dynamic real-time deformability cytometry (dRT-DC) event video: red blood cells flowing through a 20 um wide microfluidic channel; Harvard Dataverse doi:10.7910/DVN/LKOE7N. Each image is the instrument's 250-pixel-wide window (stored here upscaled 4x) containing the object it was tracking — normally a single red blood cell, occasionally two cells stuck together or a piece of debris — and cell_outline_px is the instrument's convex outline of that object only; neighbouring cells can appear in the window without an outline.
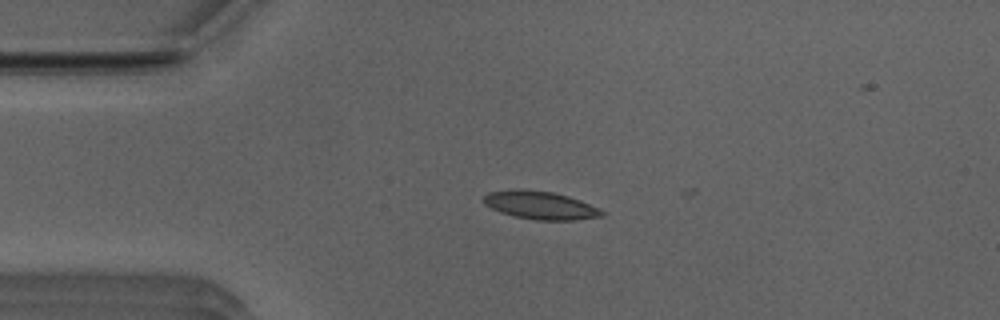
{"species": "Egyptian fruit bat (a non-hibernating species)", "species_latin": "Rousettus aegyptiacus", "temperature_condition": "room temperature", "stored_images_in_passage": 3, "camera_frame_rate_fps": 3000, "um_per_image_px": 0.085, "animal": {"sex": "male"}, "frame": {"image": 1, "passage_image": 1, "time_ms": 0.0, "image_size_px": [1000, 320], "cell_outline_px": [[604, 216], [572, 220], [536, 220], [516, 216], [500, 212], [484, 204], [484, 196], [488, 192], [552, 192], [568, 196], [580, 200], [604, 212]], "centroid_in_image_um": [45.98, 17.5], "position_along_channel_um": 39.0, "area_um2": 18.21}}